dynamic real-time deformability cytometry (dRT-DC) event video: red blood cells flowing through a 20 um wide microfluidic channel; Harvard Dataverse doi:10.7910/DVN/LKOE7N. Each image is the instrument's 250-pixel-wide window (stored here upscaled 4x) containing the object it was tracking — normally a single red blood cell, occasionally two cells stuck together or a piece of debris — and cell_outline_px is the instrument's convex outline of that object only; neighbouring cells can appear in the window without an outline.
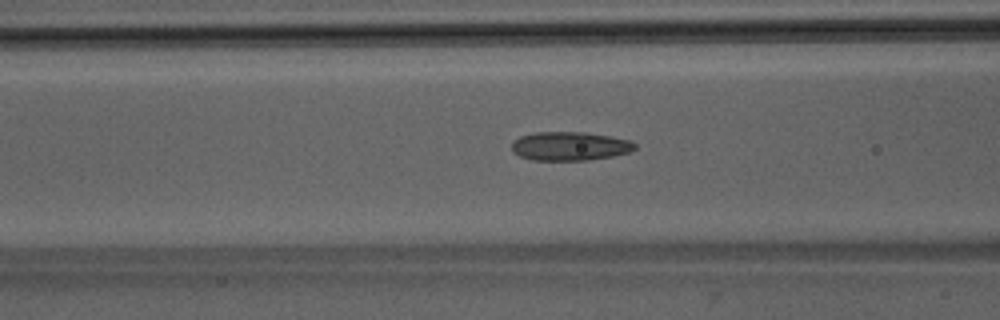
{"species": "Egyptian fruit bat (a non-hibernating species)", "species_latin": "Rousettus aegyptiacus", "temperature_condition": "room temperature", "stored_images_in_passage": 51, "camera_frame_rate_fps": 3000, "um_per_image_px": 0.085, "animal": {"sex": "male"}, "frame": {"image": 1, "passage_image": 20, "time_ms": 6.333, "image_size_px": [1000, 320], "cell_outline_px": [[636, 148], [628, 152], [612, 156], [588, 160], [532, 160], [520, 156], [512, 152], [512, 140], [520, 136], [536, 132], [584, 132], [608, 136], [628, 140], [636, 144]], "centroid_in_image_um": [48.39, 12.42], "position_along_channel_um": 118.2, "area_um2": 20.58}}
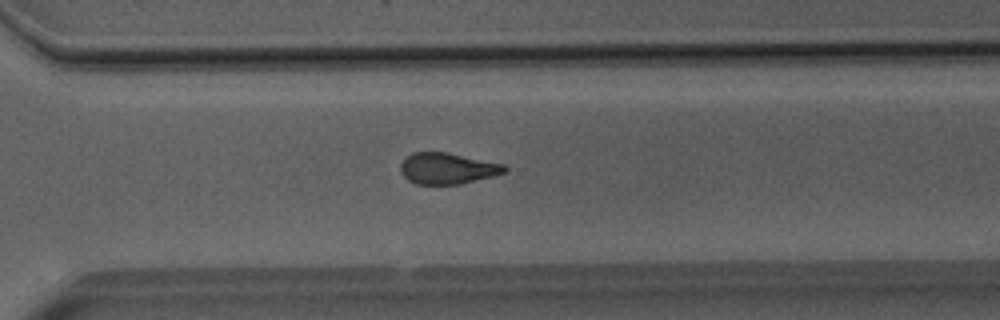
{"frame": {"image": 2, "passage_image": 36, "time_ms": 11.667, "image_size_px": [1000, 320], "cell_outline_px": [[508, 168], [504, 172], [492, 176], [460, 184], [416, 184], [408, 180], [400, 172], [400, 164], [412, 152], [448, 152], [504, 164]], "centroid_in_image_um": [38.01, 14.31], "position_along_channel_um": 332.6, "area_um2": 18.84}}
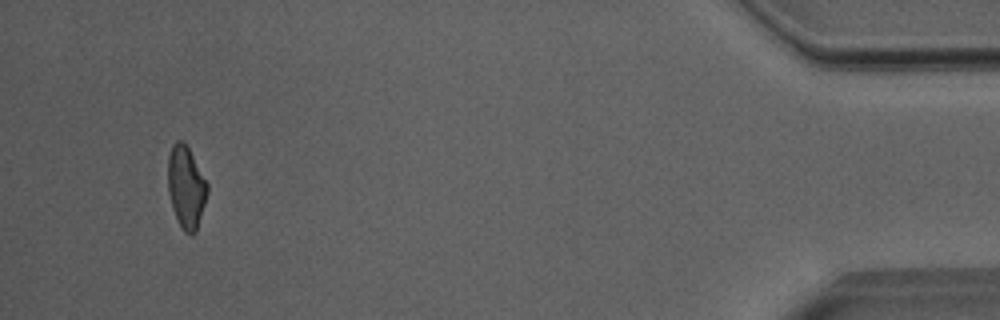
{"frame": {"image": 3, "passage_image": 48, "time_ms": 15.667, "image_size_px": [1000, 320], "cell_outline_px": [[208, 192], [196, 232], [192, 236], [184, 232], [172, 208], [168, 192], [168, 156], [172, 144], [176, 140], [184, 140], [208, 184]], "centroid_in_image_um": [15.81, 15.89], "position_along_channel_um": 419.4, "area_um2": 18.9}, "authors_computed_cell_mechanics": {"area_um2": 19.9988, "velocity_mm_per_s": 4.0306, "shape_relaxation_time_tau1_ms": null, "shape_relaxation_time_tau2_ms": 2.0779, "deformation_change_tau1": null, "deformation_change_tau2": 0.1035}}